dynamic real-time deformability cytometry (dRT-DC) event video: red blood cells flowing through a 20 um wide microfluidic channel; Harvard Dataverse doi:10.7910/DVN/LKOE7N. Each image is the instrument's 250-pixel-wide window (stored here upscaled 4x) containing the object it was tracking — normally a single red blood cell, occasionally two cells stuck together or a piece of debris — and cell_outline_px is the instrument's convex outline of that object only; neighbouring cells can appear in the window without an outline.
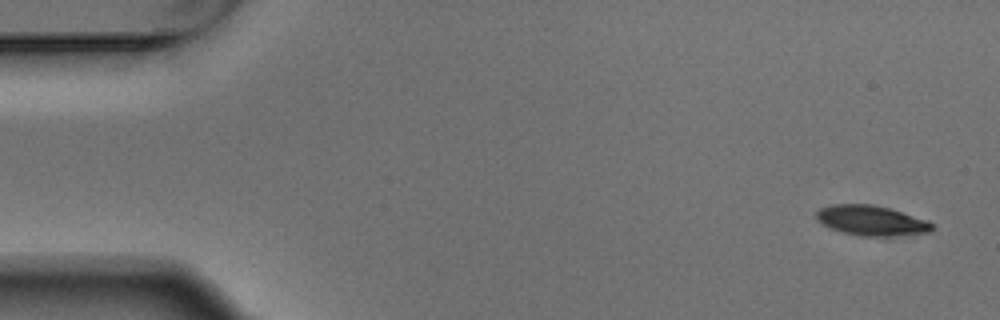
{"species": "Egyptian fruit bat (a non-hibernating species)", "species_latin": "Rousettus aegyptiacus", "temperature_condition": "warm", "stored_images_in_passage": 6, "segment_of_instrument_passage": [2, 2], "camera_frame_rate_fps": 3000, "um_per_image_px": 0.085, "animal": {"sex": "male"}, "frame": {"image": 1, "passage_image": 6, "time_ms": 1.667, "image_size_px": [1000, 320], "cell_outline_px": [[932, 232], [900, 236], [860, 236], [840, 232], [820, 224], [816, 220], [816, 212], [820, 208], [832, 204], [872, 204], [888, 208], [928, 220], [932, 224]], "centroid_in_image_um": [74.04, 18.76], "position_along_channel_um": 11.0, "area_um2": 20.52}}